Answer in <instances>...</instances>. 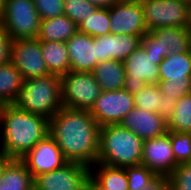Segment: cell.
Returning a JSON list of instances; mask_svg holds the SVG:
<instances>
[{"label":"cell","instance_id":"obj_3","mask_svg":"<svg viewBox=\"0 0 191 190\" xmlns=\"http://www.w3.org/2000/svg\"><path fill=\"white\" fill-rule=\"evenodd\" d=\"M143 142L121 124L103 125L99 132L98 163L123 168L140 165Z\"/></svg>","mask_w":191,"mask_h":190},{"label":"cell","instance_id":"obj_39","mask_svg":"<svg viewBox=\"0 0 191 190\" xmlns=\"http://www.w3.org/2000/svg\"><path fill=\"white\" fill-rule=\"evenodd\" d=\"M97 8L109 9L119 0H87Z\"/></svg>","mask_w":191,"mask_h":190},{"label":"cell","instance_id":"obj_7","mask_svg":"<svg viewBox=\"0 0 191 190\" xmlns=\"http://www.w3.org/2000/svg\"><path fill=\"white\" fill-rule=\"evenodd\" d=\"M148 32L161 27L189 28V2L144 0L140 3Z\"/></svg>","mask_w":191,"mask_h":190},{"label":"cell","instance_id":"obj_35","mask_svg":"<svg viewBox=\"0 0 191 190\" xmlns=\"http://www.w3.org/2000/svg\"><path fill=\"white\" fill-rule=\"evenodd\" d=\"M141 46L146 51L147 55L157 60V65L169 54V49H165L161 42H158L150 32H147L141 37Z\"/></svg>","mask_w":191,"mask_h":190},{"label":"cell","instance_id":"obj_20","mask_svg":"<svg viewBox=\"0 0 191 190\" xmlns=\"http://www.w3.org/2000/svg\"><path fill=\"white\" fill-rule=\"evenodd\" d=\"M92 74L102 91H116L124 87L126 73L122 61L106 60L98 63Z\"/></svg>","mask_w":191,"mask_h":190},{"label":"cell","instance_id":"obj_12","mask_svg":"<svg viewBox=\"0 0 191 190\" xmlns=\"http://www.w3.org/2000/svg\"><path fill=\"white\" fill-rule=\"evenodd\" d=\"M141 165L157 176L168 177L178 166L171 146L170 131L144 140Z\"/></svg>","mask_w":191,"mask_h":190},{"label":"cell","instance_id":"obj_22","mask_svg":"<svg viewBox=\"0 0 191 190\" xmlns=\"http://www.w3.org/2000/svg\"><path fill=\"white\" fill-rule=\"evenodd\" d=\"M44 62L50 74L62 76L70 71L66 42L40 41Z\"/></svg>","mask_w":191,"mask_h":190},{"label":"cell","instance_id":"obj_41","mask_svg":"<svg viewBox=\"0 0 191 190\" xmlns=\"http://www.w3.org/2000/svg\"><path fill=\"white\" fill-rule=\"evenodd\" d=\"M86 190H105V189L100 187L91 177H89L86 183Z\"/></svg>","mask_w":191,"mask_h":190},{"label":"cell","instance_id":"obj_11","mask_svg":"<svg viewBox=\"0 0 191 190\" xmlns=\"http://www.w3.org/2000/svg\"><path fill=\"white\" fill-rule=\"evenodd\" d=\"M11 63L19 70L24 80L50 74L38 38L13 40Z\"/></svg>","mask_w":191,"mask_h":190},{"label":"cell","instance_id":"obj_26","mask_svg":"<svg viewBox=\"0 0 191 190\" xmlns=\"http://www.w3.org/2000/svg\"><path fill=\"white\" fill-rule=\"evenodd\" d=\"M168 131L191 133V93L180 98L167 122Z\"/></svg>","mask_w":191,"mask_h":190},{"label":"cell","instance_id":"obj_24","mask_svg":"<svg viewBox=\"0 0 191 190\" xmlns=\"http://www.w3.org/2000/svg\"><path fill=\"white\" fill-rule=\"evenodd\" d=\"M158 42L169 49V54H178L190 50L189 29L185 27H161L149 31Z\"/></svg>","mask_w":191,"mask_h":190},{"label":"cell","instance_id":"obj_15","mask_svg":"<svg viewBox=\"0 0 191 190\" xmlns=\"http://www.w3.org/2000/svg\"><path fill=\"white\" fill-rule=\"evenodd\" d=\"M142 36L109 33L107 35L93 37V45H96L97 62L106 60L124 61L140 45Z\"/></svg>","mask_w":191,"mask_h":190},{"label":"cell","instance_id":"obj_4","mask_svg":"<svg viewBox=\"0 0 191 190\" xmlns=\"http://www.w3.org/2000/svg\"><path fill=\"white\" fill-rule=\"evenodd\" d=\"M13 104L50 120L63 107L60 76L48 74L24 80Z\"/></svg>","mask_w":191,"mask_h":190},{"label":"cell","instance_id":"obj_42","mask_svg":"<svg viewBox=\"0 0 191 190\" xmlns=\"http://www.w3.org/2000/svg\"><path fill=\"white\" fill-rule=\"evenodd\" d=\"M4 3H5V0H0V17L2 16V13L4 10Z\"/></svg>","mask_w":191,"mask_h":190},{"label":"cell","instance_id":"obj_34","mask_svg":"<svg viewBox=\"0 0 191 190\" xmlns=\"http://www.w3.org/2000/svg\"><path fill=\"white\" fill-rule=\"evenodd\" d=\"M158 86L163 96L177 100L191 93V81H159Z\"/></svg>","mask_w":191,"mask_h":190},{"label":"cell","instance_id":"obj_33","mask_svg":"<svg viewBox=\"0 0 191 190\" xmlns=\"http://www.w3.org/2000/svg\"><path fill=\"white\" fill-rule=\"evenodd\" d=\"M41 20L64 14V0H33Z\"/></svg>","mask_w":191,"mask_h":190},{"label":"cell","instance_id":"obj_38","mask_svg":"<svg viewBox=\"0 0 191 190\" xmlns=\"http://www.w3.org/2000/svg\"><path fill=\"white\" fill-rule=\"evenodd\" d=\"M145 190H171L168 177L157 176Z\"/></svg>","mask_w":191,"mask_h":190},{"label":"cell","instance_id":"obj_13","mask_svg":"<svg viewBox=\"0 0 191 190\" xmlns=\"http://www.w3.org/2000/svg\"><path fill=\"white\" fill-rule=\"evenodd\" d=\"M21 160L25 163L33 178L38 174L61 168L69 162L50 134L38 142Z\"/></svg>","mask_w":191,"mask_h":190},{"label":"cell","instance_id":"obj_37","mask_svg":"<svg viewBox=\"0 0 191 190\" xmlns=\"http://www.w3.org/2000/svg\"><path fill=\"white\" fill-rule=\"evenodd\" d=\"M176 98H169L162 95V102L158 106V114L168 122L172 116L173 109L177 103Z\"/></svg>","mask_w":191,"mask_h":190},{"label":"cell","instance_id":"obj_9","mask_svg":"<svg viewBox=\"0 0 191 190\" xmlns=\"http://www.w3.org/2000/svg\"><path fill=\"white\" fill-rule=\"evenodd\" d=\"M125 69L124 87L126 91L135 94L148 84L159 83V65L157 60L147 55L140 45L123 61Z\"/></svg>","mask_w":191,"mask_h":190},{"label":"cell","instance_id":"obj_18","mask_svg":"<svg viewBox=\"0 0 191 190\" xmlns=\"http://www.w3.org/2000/svg\"><path fill=\"white\" fill-rule=\"evenodd\" d=\"M159 81H191V51L168 54L159 64Z\"/></svg>","mask_w":191,"mask_h":190},{"label":"cell","instance_id":"obj_1","mask_svg":"<svg viewBox=\"0 0 191 190\" xmlns=\"http://www.w3.org/2000/svg\"><path fill=\"white\" fill-rule=\"evenodd\" d=\"M100 125L89 110L62 107L49 120V134L69 162L98 163Z\"/></svg>","mask_w":191,"mask_h":190},{"label":"cell","instance_id":"obj_23","mask_svg":"<svg viewBox=\"0 0 191 190\" xmlns=\"http://www.w3.org/2000/svg\"><path fill=\"white\" fill-rule=\"evenodd\" d=\"M90 177L105 190H129L125 168L96 163L90 167Z\"/></svg>","mask_w":191,"mask_h":190},{"label":"cell","instance_id":"obj_45","mask_svg":"<svg viewBox=\"0 0 191 190\" xmlns=\"http://www.w3.org/2000/svg\"><path fill=\"white\" fill-rule=\"evenodd\" d=\"M189 35H190V51H191V26H189Z\"/></svg>","mask_w":191,"mask_h":190},{"label":"cell","instance_id":"obj_19","mask_svg":"<svg viewBox=\"0 0 191 190\" xmlns=\"http://www.w3.org/2000/svg\"><path fill=\"white\" fill-rule=\"evenodd\" d=\"M33 177L21 159L12 158L0 178V190H34Z\"/></svg>","mask_w":191,"mask_h":190},{"label":"cell","instance_id":"obj_27","mask_svg":"<svg viewBox=\"0 0 191 190\" xmlns=\"http://www.w3.org/2000/svg\"><path fill=\"white\" fill-rule=\"evenodd\" d=\"M110 27L109 9L97 8L91 16L80 23L78 31L92 37H99L109 34Z\"/></svg>","mask_w":191,"mask_h":190},{"label":"cell","instance_id":"obj_8","mask_svg":"<svg viewBox=\"0 0 191 190\" xmlns=\"http://www.w3.org/2000/svg\"><path fill=\"white\" fill-rule=\"evenodd\" d=\"M90 167L78 162H68L54 171L33 178L34 190H86Z\"/></svg>","mask_w":191,"mask_h":190},{"label":"cell","instance_id":"obj_29","mask_svg":"<svg viewBox=\"0 0 191 190\" xmlns=\"http://www.w3.org/2000/svg\"><path fill=\"white\" fill-rule=\"evenodd\" d=\"M128 180L129 190H145L157 175L144 165L124 167Z\"/></svg>","mask_w":191,"mask_h":190},{"label":"cell","instance_id":"obj_30","mask_svg":"<svg viewBox=\"0 0 191 190\" xmlns=\"http://www.w3.org/2000/svg\"><path fill=\"white\" fill-rule=\"evenodd\" d=\"M170 139L177 164L191 162V133L170 131Z\"/></svg>","mask_w":191,"mask_h":190},{"label":"cell","instance_id":"obj_43","mask_svg":"<svg viewBox=\"0 0 191 190\" xmlns=\"http://www.w3.org/2000/svg\"><path fill=\"white\" fill-rule=\"evenodd\" d=\"M144 0H119V2H133V3H141Z\"/></svg>","mask_w":191,"mask_h":190},{"label":"cell","instance_id":"obj_2","mask_svg":"<svg viewBox=\"0 0 191 190\" xmlns=\"http://www.w3.org/2000/svg\"><path fill=\"white\" fill-rule=\"evenodd\" d=\"M0 151L21 159L49 134V119L16 107L0 106Z\"/></svg>","mask_w":191,"mask_h":190},{"label":"cell","instance_id":"obj_21","mask_svg":"<svg viewBox=\"0 0 191 190\" xmlns=\"http://www.w3.org/2000/svg\"><path fill=\"white\" fill-rule=\"evenodd\" d=\"M78 31V26L65 14L40 22V41L66 42Z\"/></svg>","mask_w":191,"mask_h":190},{"label":"cell","instance_id":"obj_40","mask_svg":"<svg viewBox=\"0 0 191 190\" xmlns=\"http://www.w3.org/2000/svg\"><path fill=\"white\" fill-rule=\"evenodd\" d=\"M11 157H8L3 152L0 151V178L3 174V171L7 165V163L11 160Z\"/></svg>","mask_w":191,"mask_h":190},{"label":"cell","instance_id":"obj_6","mask_svg":"<svg viewBox=\"0 0 191 190\" xmlns=\"http://www.w3.org/2000/svg\"><path fill=\"white\" fill-rule=\"evenodd\" d=\"M60 80L62 105L69 109L90 110L102 92L92 72L70 70Z\"/></svg>","mask_w":191,"mask_h":190},{"label":"cell","instance_id":"obj_32","mask_svg":"<svg viewBox=\"0 0 191 190\" xmlns=\"http://www.w3.org/2000/svg\"><path fill=\"white\" fill-rule=\"evenodd\" d=\"M168 179L171 190H191V162L179 164Z\"/></svg>","mask_w":191,"mask_h":190},{"label":"cell","instance_id":"obj_17","mask_svg":"<svg viewBox=\"0 0 191 190\" xmlns=\"http://www.w3.org/2000/svg\"><path fill=\"white\" fill-rule=\"evenodd\" d=\"M70 59V70L92 72L97 62L96 45L93 37L77 31L66 41Z\"/></svg>","mask_w":191,"mask_h":190},{"label":"cell","instance_id":"obj_36","mask_svg":"<svg viewBox=\"0 0 191 190\" xmlns=\"http://www.w3.org/2000/svg\"><path fill=\"white\" fill-rule=\"evenodd\" d=\"M13 39L0 26V65L11 62V45Z\"/></svg>","mask_w":191,"mask_h":190},{"label":"cell","instance_id":"obj_31","mask_svg":"<svg viewBox=\"0 0 191 190\" xmlns=\"http://www.w3.org/2000/svg\"><path fill=\"white\" fill-rule=\"evenodd\" d=\"M97 7L87 0H64V14L77 26L91 16Z\"/></svg>","mask_w":191,"mask_h":190},{"label":"cell","instance_id":"obj_16","mask_svg":"<svg viewBox=\"0 0 191 190\" xmlns=\"http://www.w3.org/2000/svg\"><path fill=\"white\" fill-rule=\"evenodd\" d=\"M120 124L142 140L162 136L168 132L167 121L158 113L145 111L137 107L129 111Z\"/></svg>","mask_w":191,"mask_h":190},{"label":"cell","instance_id":"obj_44","mask_svg":"<svg viewBox=\"0 0 191 190\" xmlns=\"http://www.w3.org/2000/svg\"><path fill=\"white\" fill-rule=\"evenodd\" d=\"M189 25L191 26V2L189 3Z\"/></svg>","mask_w":191,"mask_h":190},{"label":"cell","instance_id":"obj_10","mask_svg":"<svg viewBox=\"0 0 191 190\" xmlns=\"http://www.w3.org/2000/svg\"><path fill=\"white\" fill-rule=\"evenodd\" d=\"M134 107V95L125 89H120L102 91L89 111L97 123L103 126L120 124Z\"/></svg>","mask_w":191,"mask_h":190},{"label":"cell","instance_id":"obj_5","mask_svg":"<svg viewBox=\"0 0 191 190\" xmlns=\"http://www.w3.org/2000/svg\"><path fill=\"white\" fill-rule=\"evenodd\" d=\"M40 22L33 0H5L0 26L13 40L37 38Z\"/></svg>","mask_w":191,"mask_h":190},{"label":"cell","instance_id":"obj_28","mask_svg":"<svg viewBox=\"0 0 191 190\" xmlns=\"http://www.w3.org/2000/svg\"><path fill=\"white\" fill-rule=\"evenodd\" d=\"M135 107L145 111L158 113L162 102V93L158 84L147 85L134 94Z\"/></svg>","mask_w":191,"mask_h":190},{"label":"cell","instance_id":"obj_14","mask_svg":"<svg viewBox=\"0 0 191 190\" xmlns=\"http://www.w3.org/2000/svg\"><path fill=\"white\" fill-rule=\"evenodd\" d=\"M110 33L143 36L148 30L140 3L117 2L109 8Z\"/></svg>","mask_w":191,"mask_h":190},{"label":"cell","instance_id":"obj_25","mask_svg":"<svg viewBox=\"0 0 191 190\" xmlns=\"http://www.w3.org/2000/svg\"><path fill=\"white\" fill-rule=\"evenodd\" d=\"M23 82V76L11 62L0 65V106L15 102Z\"/></svg>","mask_w":191,"mask_h":190}]
</instances>
